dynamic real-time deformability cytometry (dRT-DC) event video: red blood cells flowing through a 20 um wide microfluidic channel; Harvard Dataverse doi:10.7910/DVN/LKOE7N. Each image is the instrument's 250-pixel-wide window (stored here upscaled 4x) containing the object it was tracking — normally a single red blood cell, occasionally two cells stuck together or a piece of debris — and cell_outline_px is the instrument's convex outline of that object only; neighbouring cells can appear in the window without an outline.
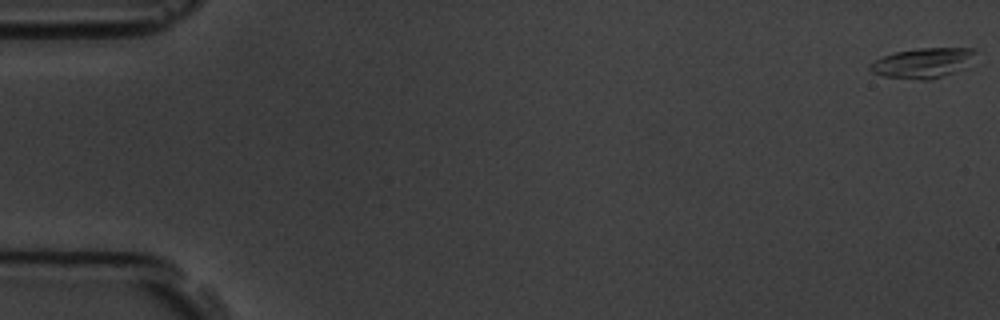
{"species": "common noctule bat (a hibernating species)", "species_latin": "Nyctalus noctula", "temperature_condition": "room temperature", "stored_images_in_passage": 6, "camera_frame_rate_fps": 3000, "um_per_image_px": 0.085, "animal": {"sex": "male", "body_mass_g": 19.5, "forearm_length_mm": 54.6}, "frame": {"image": 1, "passage_image": 1, "time_ms": 0.0, "image_size_px": [1000, 320], "cell_outline_px": [[976, 52], [968, 68], [932, 80], [920, 80], [884, 76], [872, 72], [868, 68], [868, 64], [884, 56], [896, 52], [916, 48], [976, 48]], "centroid_in_image_um": [78.5, 5.36], "position_along_channel_um": 6.5, "area_um2": 18.73}}
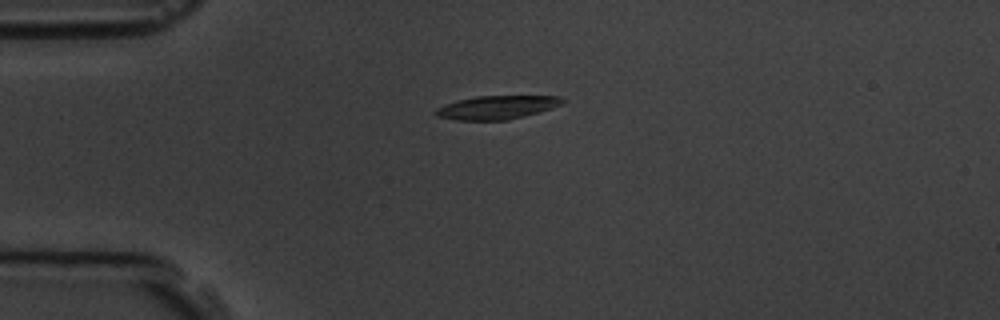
{"frame": {"image": 2, "passage_image": 5, "time_ms": 4.667, "image_size_px": [1000, 320], "cell_outline_px": [[564, 100], [560, 104], [552, 108], [540, 112], [508, 120], [456, 120], [436, 116], [432, 112], [436, 108], [456, 100], [476, 96], [560, 96]], "centroid_in_image_um": [42.18, 9.13], "position_along_channel_um": 42.8, "area_um2": 17.4}}